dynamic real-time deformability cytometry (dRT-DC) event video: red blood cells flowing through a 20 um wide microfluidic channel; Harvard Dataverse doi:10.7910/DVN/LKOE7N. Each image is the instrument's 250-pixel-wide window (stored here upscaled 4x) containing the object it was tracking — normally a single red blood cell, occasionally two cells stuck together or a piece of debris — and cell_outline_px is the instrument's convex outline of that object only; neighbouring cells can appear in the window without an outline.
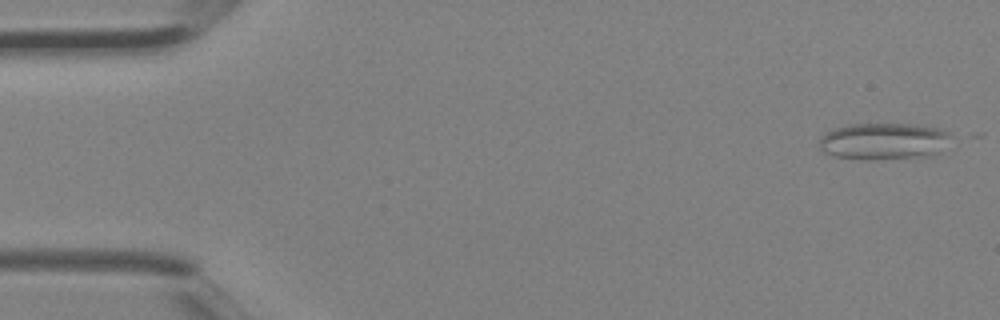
{"species": "Egyptian fruit bat (a non-hibernating species)", "species_latin": "Rousettus aegyptiacus", "temperature_condition": "room temperature", "stored_images_in_passage": 3, "camera_frame_rate_fps": 3000, "um_per_image_px": 0.085, "animal": {"sex": "female"}, "frame": {"image": 1, "passage_image": 1, "time_ms": 0.0, "image_size_px": [1000, 320], "cell_outline_px": [[952, 136], [940, 152], [912, 156], [872, 160], [860, 160], [836, 156], [824, 152], [820, 148], [820, 136], [836, 128], [848, 124], [908, 124], [940, 128], [948, 132]], "centroid_in_image_um": [75.08, 11.99], "position_along_channel_um": 9.9, "area_um2": 27.8}}